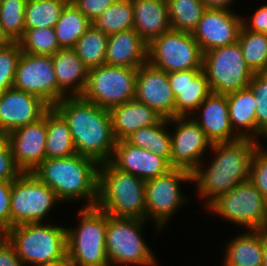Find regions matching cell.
Here are the masks:
<instances>
[{"mask_svg": "<svg viewBox=\"0 0 267 266\" xmlns=\"http://www.w3.org/2000/svg\"><path fill=\"white\" fill-rule=\"evenodd\" d=\"M259 144L250 138H240L211 145L212 160L205 163L204 159L192 173L196 194L205 200V208L219 195L249 179L252 156Z\"/></svg>", "mask_w": 267, "mask_h": 266, "instance_id": "1", "label": "cell"}, {"mask_svg": "<svg viewBox=\"0 0 267 266\" xmlns=\"http://www.w3.org/2000/svg\"><path fill=\"white\" fill-rule=\"evenodd\" d=\"M54 108L67 121L77 154L99 164L111 160L117 140L109 110L82 96H66Z\"/></svg>", "mask_w": 267, "mask_h": 266, "instance_id": "2", "label": "cell"}, {"mask_svg": "<svg viewBox=\"0 0 267 266\" xmlns=\"http://www.w3.org/2000/svg\"><path fill=\"white\" fill-rule=\"evenodd\" d=\"M99 163L87 156L74 154L64 158H46L32 173L51 188L63 203L84 201L95 207L98 197Z\"/></svg>", "mask_w": 267, "mask_h": 266, "instance_id": "3", "label": "cell"}, {"mask_svg": "<svg viewBox=\"0 0 267 266\" xmlns=\"http://www.w3.org/2000/svg\"><path fill=\"white\" fill-rule=\"evenodd\" d=\"M96 207L113 217L145 219V181L110 162L100 163Z\"/></svg>", "mask_w": 267, "mask_h": 266, "instance_id": "4", "label": "cell"}, {"mask_svg": "<svg viewBox=\"0 0 267 266\" xmlns=\"http://www.w3.org/2000/svg\"><path fill=\"white\" fill-rule=\"evenodd\" d=\"M6 237L25 266L67 260L66 227L51 223L12 226Z\"/></svg>", "mask_w": 267, "mask_h": 266, "instance_id": "5", "label": "cell"}, {"mask_svg": "<svg viewBox=\"0 0 267 266\" xmlns=\"http://www.w3.org/2000/svg\"><path fill=\"white\" fill-rule=\"evenodd\" d=\"M145 223V219L107 214L105 246L110 266H158L154 251L143 238Z\"/></svg>", "mask_w": 267, "mask_h": 266, "instance_id": "6", "label": "cell"}, {"mask_svg": "<svg viewBox=\"0 0 267 266\" xmlns=\"http://www.w3.org/2000/svg\"><path fill=\"white\" fill-rule=\"evenodd\" d=\"M79 224L66 227L67 260L73 266H110L106 254L107 214L95 207H81Z\"/></svg>", "mask_w": 267, "mask_h": 266, "instance_id": "7", "label": "cell"}, {"mask_svg": "<svg viewBox=\"0 0 267 266\" xmlns=\"http://www.w3.org/2000/svg\"><path fill=\"white\" fill-rule=\"evenodd\" d=\"M205 209L244 230L267 227V200L249 179L219 195Z\"/></svg>", "mask_w": 267, "mask_h": 266, "instance_id": "8", "label": "cell"}, {"mask_svg": "<svg viewBox=\"0 0 267 266\" xmlns=\"http://www.w3.org/2000/svg\"><path fill=\"white\" fill-rule=\"evenodd\" d=\"M185 183L193 184L192 173L178 168H172L163 175L145 181V220L153 222L157 228L155 234L161 233L174 214L190 202L189 196H185L181 189V184Z\"/></svg>", "mask_w": 267, "mask_h": 266, "instance_id": "9", "label": "cell"}, {"mask_svg": "<svg viewBox=\"0 0 267 266\" xmlns=\"http://www.w3.org/2000/svg\"><path fill=\"white\" fill-rule=\"evenodd\" d=\"M62 203L55 192L32 172H23L12 181L11 227L27 223H44L54 205Z\"/></svg>", "mask_w": 267, "mask_h": 266, "instance_id": "10", "label": "cell"}, {"mask_svg": "<svg viewBox=\"0 0 267 266\" xmlns=\"http://www.w3.org/2000/svg\"><path fill=\"white\" fill-rule=\"evenodd\" d=\"M137 71V68L106 64L91 68L86 88L81 96L110 111L134 99Z\"/></svg>", "mask_w": 267, "mask_h": 266, "instance_id": "11", "label": "cell"}, {"mask_svg": "<svg viewBox=\"0 0 267 266\" xmlns=\"http://www.w3.org/2000/svg\"><path fill=\"white\" fill-rule=\"evenodd\" d=\"M147 62L166 73L203 69V52L192 33L170 29L148 43Z\"/></svg>", "mask_w": 267, "mask_h": 266, "instance_id": "12", "label": "cell"}, {"mask_svg": "<svg viewBox=\"0 0 267 266\" xmlns=\"http://www.w3.org/2000/svg\"><path fill=\"white\" fill-rule=\"evenodd\" d=\"M203 71L212 93L216 94L248 87L254 74L245 62L238 41L203 53Z\"/></svg>", "mask_w": 267, "mask_h": 266, "instance_id": "13", "label": "cell"}, {"mask_svg": "<svg viewBox=\"0 0 267 266\" xmlns=\"http://www.w3.org/2000/svg\"><path fill=\"white\" fill-rule=\"evenodd\" d=\"M13 88L34 94L54 107L67 95L58 87L52 56L22 52Z\"/></svg>", "mask_w": 267, "mask_h": 266, "instance_id": "14", "label": "cell"}, {"mask_svg": "<svg viewBox=\"0 0 267 266\" xmlns=\"http://www.w3.org/2000/svg\"><path fill=\"white\" fill-rule=\"evenodd\" d=\"M169 126H174L170 132L171 167L193 173L205 159L212 143L190 116L170 118Z\"/></svg>", "mask_w": 267, "mask_h": 266, "instance_id": "15", "label": "cell"}, {"mask_svg": "<svg viewBox=\"0 0 267 266\" xmlns=\"http://www.w3.org/2000/svg\"><path fill=\"white\" fill-rule=\"evenodd\" d=\"M234 10L207 8L204 11L192 32L203 53L238 41L242 14H237Z\"/></svg>", "mask_w": 267, "mask_h": 266, "instance_id": "16", "label": "cell"}, {"mask_svg": "<svg viewBox=\"0 0 267 266\" xmlns=\"http://www.w3.org/2000/svg\"><path fill=\"white\" fill-rule=\"evenodd\" d=\"M51 108L42 98L15 88L0 94V132L11 131L34 123Z\"/></svg>", "mask_w": 267, "mask_h": 266, "instance_id": "17", "label": "cell"}, {"mask_svg": "<svg viewBox=\"0 0 267 266\" xmlns=\"http://www.w3.org/2000/svg\"><path fill=\"white\" fill-rule=\"evenodd\" d=\"M134 99L151 107L163 118L175 117V96L167 73L148 62L138 68Z\"/></svg>", "mask_w": 267, "mask_h": 266, "instance_id": "18", "label": "cell"}, {"mask_svg": "<svg viewBox=\"0 0 267 266\" xmlns=\"http://www.w3.org/2000/svg\"><path fill=\"white\" fill-rule=\"evenodd\" d=\"M46 113L38 121L7 134L10 149L22 172H33L45 160Z\"/></svg>", "mask_w": 267, "mask_h": 266, "instance_id": "19", "label": "cell"}, {"mask_svg": "<svg viewBox=\"0 0 267 266\" xmlns=\"http://www.w3.org/2000/svg\"><path fill=\"white\" fill-rule=\"evenodd\" d=\"M167 76L175 96V117L192 116L212 93L203 69L168 72Z\"/></svg>", "mask_w": 267, "mask_h": 266, "instance_id": "20", "label": "cell"}, {"mask_svg": "<svg viewBox=\"0 0 267 266\" xmlns=\"http://www.w3.org/2000/svg\"><path fill=\"white\" fill-rule=\"evenodd\" d=\"M109 162L120 171L131 173L144 181L154 179L172 169L165 158L134 146L125 139L117 141Z\"/></svg>", "mask_w": 267, "mask_h": 266, "instance_id": "21", "label": "cell"}, {"mask_svg": "<svg viewBox=\"0 0 267 266\" xmlns=\"http://www.w3.org/2000/svg\"><path fill=\"white\" fill-rule=\"evenodd\" d=\"M190 117L200 126L212 144L240 139L230 124L226 94L211 93Z\"/></svg>", "mask_w": 267, "mask_h": 266, "instance_id": "22", "label": "cell"}, {"mask_svg": "<svg viewBox=\"0 0 267 266\" xmlns=\"http://www.w3.org/2000/svg\"><path fill=\"white\" fill-rule=\"evenodd\" d=\"M148 43L134 30L108 36L105 64L139 68L147 62Z\"/></svg>", "mask_w": 267, "mask_h": 266, "instance_id": "23", "label": "cell"}, {"mask_svg": "<svg viewBox=\"0 0 267 266\" xmlns=\"http://www.w3.org/2000/svg\"><path fill=\"white\" fill-rule=\"evenodd\" d=\"M116 140H123L131 133L159 123L163 117L144 103L133 99L110 110Z\"/></svg>", "mask_w": 267, "mask_h": 266, "instance_id": "24", "label": "cell"}, {"mask_svg": "<svg viewBox=\"0 0 267 266\" xmlns=\"http://www.w3.org/2000/svg\"><path fill=\"white\" fill-rule=\"evenodd\" d=\"M58 87L67 96H81L86 88L89 69L73 48H61L52 55Z\"/></svg>", "mask_w": 267, "mask_h": 266, "instance_id": "25", "label": "cell"}, {"mask_svg": "<svg viewBox=\"0 0 267 266\" xmlns=\"http://www.w3.org/2000/svg\"><path fill=\"white\" fill-rule=\"evenodd\" d=\"M133 29L147 42L171 29L166 0H132Z\"/></svg>", "mask_w": 267, "mask_h": 266, "instance_id": "26", "label": "cell"}, {"mask_svg": "<svg viewBox=\"0 0 267 266\" xmlns=\"http://www.w3.org/2000/svg\"><path fill=\"white\" fill-rule=\"evenodd\" d=\"M245 231L242 234H236L232 240L226 242L221 266L263 265L262 229Z\"/></svg>", "mask_w": 267, "mask_h": 266, "instance_id": "27", "label": "cell"}, {"mask_svg": "<svg viewBox=\"0 0 267 266\" xmlns=\"http://www.w3.org/2000/svg\"><path fill=\"white\" fill-rule=\"evenodd\" d=\"M230 124L240 138L256 140V101L249 87L226 94Z\"/></svg>", "mask_w": 267, "mask_h": 266, "instance_id": "28", "label": "cell"}, {"mask_svg": "<svg viewBox=\"0 0 267 266\" xmlns=\"http://www.w3.org/2000/svg\"><path fill=\"white\" fill-rule=\"evenodd\" d=\"M46 126L45 159L64 158L77 153L69 125L54 107L46 112Z\"/></svg>", "mask_w": 267, "mask_h": 266, "instance_id": "29", "label": "cell"}, {"mask_svg": "<svg viewBox=\"0 0 267 266\" xmlns=\"http://www.w3.org/2000/svg\"><path fill=\"white\" fill-rule=\"evenodd\" d=\"M168 127L170 128L169 119L163 118L155 125L131 133L125 140L165 158L171 165V135Z\"/></svg>", "mask_w": 267, "mask_h": 266, "instance_id": "30", "label": "cell"}, {"mask_svg": "<svg viewBox=\"0 0 267 266\" xmlns=\"http://www.w3.org/2000/svg\"><path fill=\"white\" fill-rule=\"evenodd\" d=\"M91 24V21L69 0L54 27L59 46L73 48Z\"/></svg>", "mask_w": 267, "mask_h": 266, "instance_id": "31", "label": "cell"}, {"mask_svg": "<svg viewBox=\"0 0 267 266\" xmlns=\"http://www.w3.org/2000/svg\"><path fill=\"white\" fill-rule=\"evenodd\" d=\"M133 15L132 0H116L91 23L96 29L109 36L133 29Z\"/></svg>", "mask_w": 267, "mask_h": 266, "instance_id": "32", "label": "cell"}, {"mask_svg": "<svg viewBox=\"0 0 267 266\" xmlns=\"http://www.w3.org/2000/svg\"><path fill=\"white\" fill-rule=\"evenodd\" d=\"M170 27L173 30L192 33L204 11L202 0H166Z\"/></svg>", "mask_w": 267, "mask_h": 266, "instance_id": "33", "label": "cell"}, {"mask_svg": "<svg viewBox=\"0 0 267 266\" xmlns=\"http://www.w3.org/2000/svg\"><path fill=\"white\" fill-rule=\"evenodd\" d=\"M108 35L92 24L77 40L73 49L88 69L105 64Z\"/></svg>", "mask_w": 267, "mask_h": 266, "instance_id": "34", "label": "cell"}, {"mask_svg": "<svg viewBox=\"0 0 267 266\" xmlns=\"http://www.w3.org/2000/svg\"><path fill=\"white\" fill-rule=\"evenodd\" d=\"M69 0H27L25 29L54 28L63 7Z\"/></svg>", "mask_w": 267, "mask_h": 266, "instance_id": "35", "label": "cell"}, {"mask_svg": "<svg viewBox=\"0 0 267 266\" xmlns=\"http://www.w3.org/2000/svg\"><path fill=\"white\" fill-rule=\"evenodd\" d=\"M238 42L252 72H264L267 67V33L251 32L241 26Z\"/></svg>", "mask_w": 267, "mask_h": 266, "instance_id": "36", "label": "cell"}, {"mask_svg": "<svg viewBox=\"0 0 267 266\" xmlns=\"http://www.w3.org/2000/svg\"><path fill=\"white\" fill-rule=\"evenodd\" d=\"M27 0H0V23L12 42H18L25 32Z\"/></svg>", "mask_w": 267, "mask_h": 266, "instance_id": "37", "label": "cell"}, {"mask_svg": "<svg viewBox=\"0 0 267 266\" xmlns=\"http://www.w3.org/2000/svg\"><path fill=\"white\" fill-rule=\"evenodd\" d=\"M22 52L33 55L52 56L61 49L54 28L25 29L23 37L18 41Z\"/></svg>", "mask_w": 267, "mask_h": 266, "instance_id": "38", "label": "cell"}, {"mask_svg": "<svg viewBox=\"0 0 267 266\" xmlns=\"http://www.w3.org/2000/svg\"><path fill=\"white\" fill-rule=\"evenodd\" d=\"M248 87L256 101V141L260 142L262 137L267 140V74L254 73Z\"/></svg>", "mask_w": 267, "mask_h": 266, "instance_id": "39", "label": "cell"}, {"mask_svg": "<svg viewBox=\"0 0 267 266\" xmlns=\"http://www.w3.org/2000/svg\"><path fill=\"white\" fill-rule=\"evenodd\" d=\"M22 49L19 42L0 48V94L13 87L15 72Z\"/></svg>", "mask_w": 267, "mask_h": 266, "instance_id": "40", "label": "cell"}, {"mask_svg": "<svg viewBox=\"0 0 267 266\" xmlns=\"http://www.w3.org/2000/svg\"><path fill=\"white\" fill-rule=\"evenodd\" d=\"M262 145L256 147L252 156L249 180L267 200V144L266 147Z\"/></svg>", "mask_w": 267, "mask_h": 266, "instance_id": "41", "label": "cell"}, {"mask_svg": "<svg viewBox=\"0 0 267 266\" xmlns=\"http://www.w3.org/2000/svg\"><path fill=\"white\" fill-rule=\"evenodd\" d=\"M22 173L12 155L7 134L0 132V179L15 180Z\"/></svg>", "mask_w": 267, "mask_h": 266, "instance_id": "42", "label": "cell"}, {"mask_svg": "<svg viewBox=\"0 0 267 266\" xmlns=\"http://www.w3.org/2000/svg\"><path fill=\"white\" fill-rule=\"evenodd\" d=\"M12 181L0 179V224L8 230L11 228V191Z\"/></svg>", "mask_w": 267, "mask_h": 266, "instance_id": "43", "label": "cell"}, {"mask_svg": "<svg viewBox=\"0 0 267 266\" xmlns=\"http://www.w3.org/2000/svg\"><path fill=\"white\" fill-rule=\"evenodd\" d=\"M72 3L92 22L116 0H71Z\"/></svg>", "mask_w": 267, "mask_h": 266, "instance_id": "44", "label": "cell"}, {"mask_svg": "<svg viewBox=\"0 0 267 266\" xmlns=\"http://www.w3.org/2000/svg\"><path fill=\"white\" fill-rule=\"evenodd\" d=\"M242 15V26L255 33H267V3L260 6L248 19ZM250 20V21H249Z\"/></svg>", "mask_w": 267, "mask_h": 266, "instance_id": "45", "label": "cell"}, {"mask_svg": "<svg viewBox=\"0 0 267 266\" xmlns=\"http://www.w3.org/2000/svg\"><path fill=\"white\" fill-rule=\"evenodd\" d=\"M0 266H25L7 237L0 240Z\"/></svg>", "mask_w": 267, "mask_h": 266, "instance_id": "46", "label": "cell"}, {"mask_svg": "<svg viewBox=\"0 0 267 266\" xmlns=\"http://www.w3.org/2000/svg\"><path fill=\"white\" fill-rule=\"evenodd\" d=\"M206 8H216V9H228L231 10L235 1L234 0H202ZM234 2V3H233Z\"/></svg>", "mask_w": 267, "mask_h": 266, "instance_id": "47", "label": "cell"}, {"mask_svg": "<svg viewBox=\"0 0 267 266\" xmlns=\"http://www.w3.org/2000/svg\"><path fill=\"white\" fill-rule=\"evenodd\" d=\"M262 244L264 253V260L262 266H267V227L262 228Z\"/></svg>", "mask_w": 267, "mask_h": 266, "instance_id": "48", "label": "cell"}, {"mask_svg": "<svg viewBox=\"0 0 267 266\" xmlns=\"http://www.w3.org/2000/svg\"><path fill=\"white\" fill-rule=\"evenodd\" d=\"M33 266H73L68 260H60L51 263H40Z\"/></svg>", "mask_w": 267, "mask_h": 266, "instance_id": "49", "label": "cell"}, {"mask_svg": "<svg viewBox=\"0 0 267 266\" xmlns=\"http://www.w3.org/2000/svg\"><path fill=\"white\" fill-rule=\"evenodd\" d=\"M12 41L4 33L2 25L0 23V48L9 45Z\"/></svg>", "mask_w": 267, "mask_h": 266, "instance_id": "50", "label": "cell"}, {"mask_svg": "<svg viewBox=\"0 0 267 266\" xmlns=\"http://www.w3.org/2000/svg\"><path fill=\"white\" fill-rule=\"evenodd\" d=\"M7 230L0 224V240L6 237Z\"/></svg>", "mask_w": 267, "mask_h": 266, "instance_id": "51", "label": "cell"}]
</instances>
